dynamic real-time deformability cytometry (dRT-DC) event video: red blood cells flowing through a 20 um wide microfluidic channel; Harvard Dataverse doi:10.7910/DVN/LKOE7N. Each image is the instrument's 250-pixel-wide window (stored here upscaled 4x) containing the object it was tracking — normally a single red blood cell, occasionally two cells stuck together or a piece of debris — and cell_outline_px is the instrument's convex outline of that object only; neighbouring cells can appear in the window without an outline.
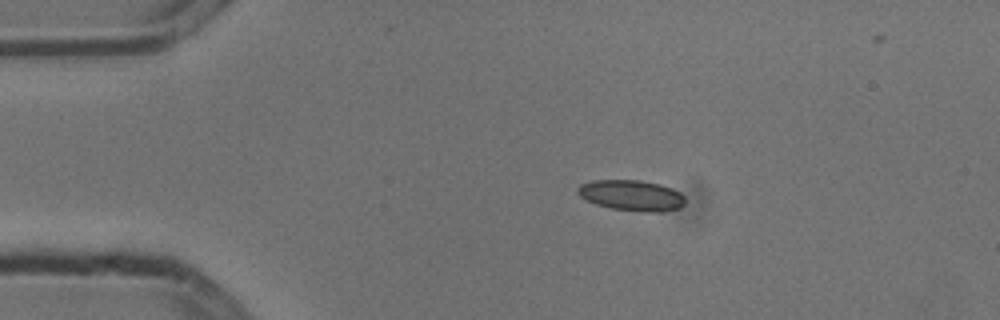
{"species": "common noctule bat (a hibernating species)", "species_latin": "Nyctalus noctula", "temperature_condition": "cold", "stored_images_in_passage": 4, "camera_frame_rate_fps": 3000, "um_per_image_px": 0.085, "animal": {"sex": "male", "body_mass_g": 13.3}, "frame": {"image": 1, "passage_image": 2, "time_ms": 0.333, "image_size_px": [1000, 320], "cell_outline_px": [[684, 204], [680, 208], [660, 212], [640, 212], [612, 208], [596, 204], [580, 196], [576, 192], [576, 188], [580, 184], [592, 180], [640, 180], [660, 184], [672, 188], [680, 192], [684, 196]], "centroid_in_image_um": [53.68, 16.6], "position_along_channel_um": 31.3, "area_um2": 19.36}}
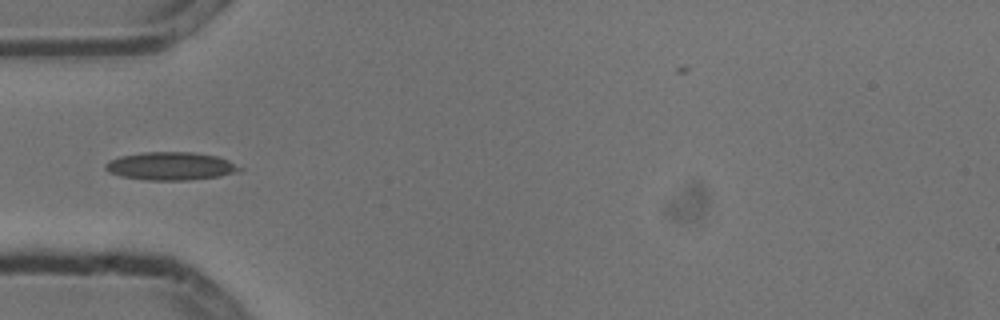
{"frame": {"image": 2, "passage_image": 4, "time_ms": 1.0, "image_size_px": [1000, 320], "cell_outline_px": [[244, 168], [240, 172], [220, 176], [188, 180], [148, 180], [120, 176], [108, 172], [104, 168], [104, 164], [108, 160], [120, 156], [144, 152], [192, 152], [216, 156], [228, 160]], "centroid_in_image_um": [14.51, 14.12], "position_along_channel_um": 70.5, "area_um2": 22.08}}